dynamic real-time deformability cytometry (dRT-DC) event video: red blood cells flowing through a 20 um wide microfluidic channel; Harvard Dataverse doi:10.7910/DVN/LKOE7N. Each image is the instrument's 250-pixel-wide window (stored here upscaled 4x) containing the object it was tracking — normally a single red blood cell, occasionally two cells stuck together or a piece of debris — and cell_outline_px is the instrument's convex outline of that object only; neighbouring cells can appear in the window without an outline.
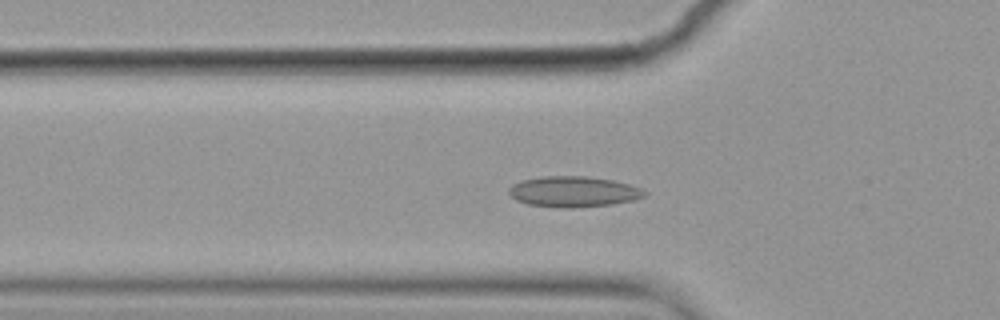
{"species": "common noctule bat (a hibernating species)", "species_latin": "Nyctalus noctula", "temperature_condition": "cold", "stored_images_in_passage": 57, "camera_frame_rate_fps": 3000, "um_per_image_px": 0.085, "animal": {"sex": "female", "body_mass_g": 19.9}, "frame": {"image": 1, "passage_image": 18, "time_ms": 5.667, "image_size_px": [1000, 320], "cell_outline_px": [[648, 192], [644, 196], [632, 200], [612, 204], [576, 208], [560, 208], [528, 204], [516, 200], [508, 192], [508, 188], [512, 184], [520, 180], [540, 176], [584, 176], [612, 180], [628, 184], [640, 188]], "centroid_in_image_um": [48.7, 16.29], "position_along_channel_um": 77.1, "area_um2": 24.33}}
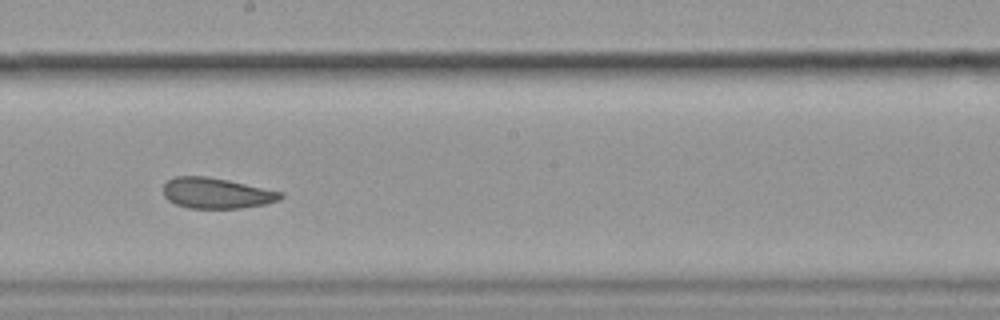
{"frame": {"image": 2, "passage_image": 31, "time_ms": 10.0, "image_size_px": [1000, 320], "cell_outline_px": [[284, 196], [280, 200], [264, 204], [240, 208], [188, 208], [176, 204], [168, 200], [164, 196], [164, 184], [168, 180], [176, 176], [208, 176], [228, 180], [284, 192]], "centroid_in_image_um": [18.41, 16.41], "position_along_channel_um": 229.8, "area_um2": 20.98}}
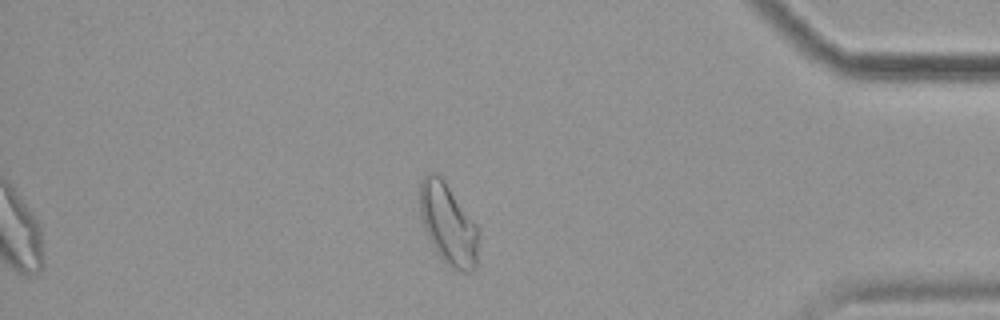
{"frame": {"image": 3, "passage_image": 48, "time_ms": 15.667, "image_size_px": [1000, 320], "cell_outline_px": [[480, 232], [476, 268], [472, 272], [460, 272], [452, 268], [436, 252], [424, 228], [420, 216], [420, 180], [428, 172], [436, 172], [444, 180], [480, 228]], "centroid_in_image_um": [38.13, 19.05], "position_along_channel_um": 397.1, "area_um2": 28.15}, "authors_computed_cell_mechanics": {"area_um2": 23.7558, "velocity_mm_per_s": 3.525, "shape_relaxation_time_tau1_ms": null, "shape_relaxation_time_tau2_ms": 3.1696, "deformation_change_tau1": null, "deformation_change_tau2": 0.0829}}